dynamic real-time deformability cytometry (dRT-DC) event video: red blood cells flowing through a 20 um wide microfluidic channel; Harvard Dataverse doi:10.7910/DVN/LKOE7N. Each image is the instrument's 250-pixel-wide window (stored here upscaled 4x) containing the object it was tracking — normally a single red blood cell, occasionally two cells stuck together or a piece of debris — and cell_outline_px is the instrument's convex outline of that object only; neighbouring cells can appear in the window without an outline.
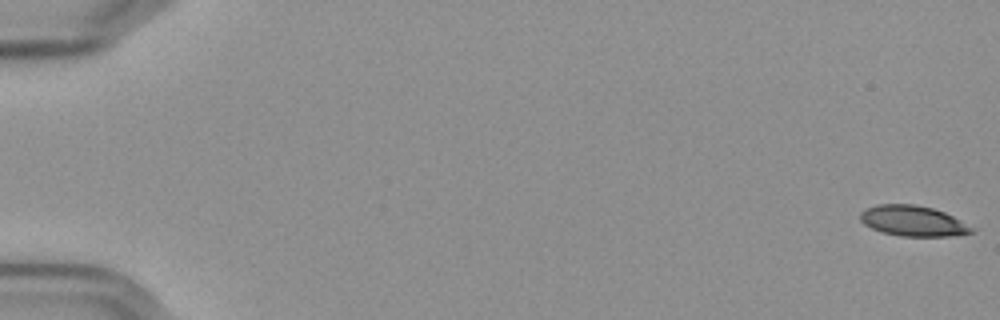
{"species": "Egyptian fruit bat (a non-hibernating species)", "species_latin": "Rousettus aegyptiacus", "temperature_condition": "cold", "stored_images_in_passage": 58, "camera_frame_rate_fps": 3000, "um_per_image_px": 0.085, "frame": {"image": 1, "passage_image": 1, "time_ms": 0.0, "image_size_px": [1000, 320], "cell_outline_px": [[976, 228], [972, 232], [948, 236], [900, 236], [884, 232], [872, 228], [864, 224], [860, 220], [860, 212], [864, 208], [876, 204], [916, 204], [932, 208], [944, 212]], "centroid_in_image_um": [77.58, 18.76], "position_along_channel_um": 7.4, "area_um2": 19.77}}
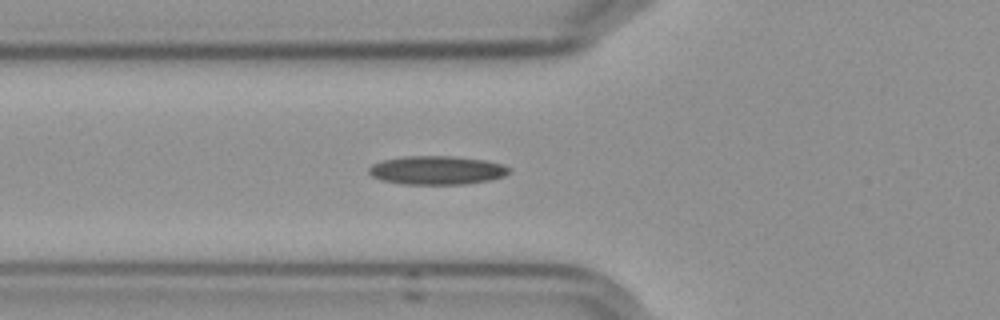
{"frame": {"image": 2, "passage_image": 22, "time_ms": 7.0, "image_size_px": [1000, 320], "cell_outline_px": [[508, 172], [504, 176], [488, 180], [464, 184], [400, 184], [380, 180], [372, 176], [368, 172], [368, 168], [372, 164], [380, 160], [404, 156], [452, 156], [484, 160], [504, 164], [508, 168]], "centroid_in_image_um": [37.06, 14.46], "position_along_channel_um": 88.7, "area_um2": 23.47}}
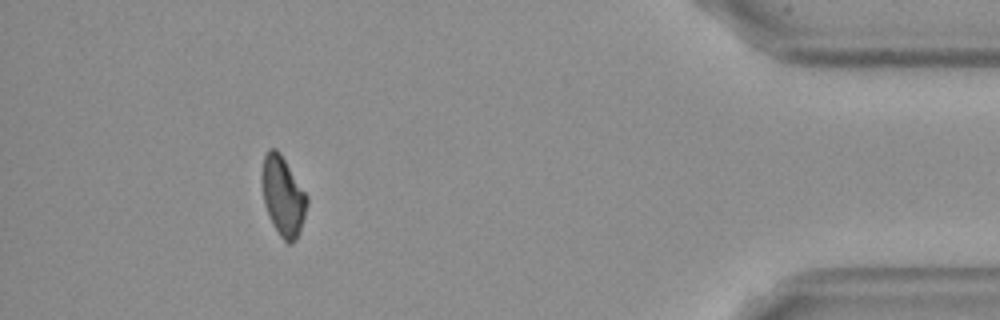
{"frame": {"image": 3, "passage_image": 53, "time_ms": 17.333, "image_size_px": [1000, 320], "cell_outline_px": [[308, 204], [300, 228], [292, 244], [288, 244], [280, 236], [272, 224], [264, 204], [260, 180], [264, 156], [268, 148], [276, 148], [280, 152], [308, 196]], "centroid_in_image_um": [24.02, 16.63], "position_along_channel_um": 411.2, "area_um2": 20.92}}